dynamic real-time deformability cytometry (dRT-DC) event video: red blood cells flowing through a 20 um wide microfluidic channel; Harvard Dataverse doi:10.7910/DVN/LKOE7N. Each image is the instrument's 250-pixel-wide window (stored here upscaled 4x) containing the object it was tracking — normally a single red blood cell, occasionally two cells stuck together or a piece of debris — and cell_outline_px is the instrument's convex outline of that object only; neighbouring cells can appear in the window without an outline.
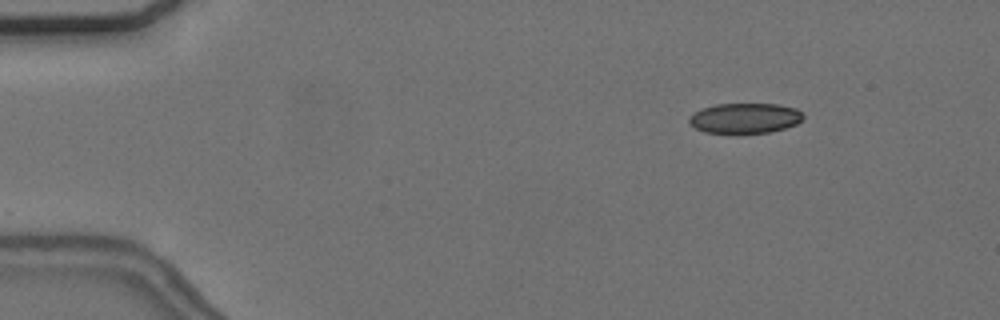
{"species": "common noctule bat (a hibernating species)", "species_latin": "Nyctalus noctula", "temperature_condition": "cold", "stored_images_in_passage": 17, "camera_frame_rate_fps": 3000, "um_per_image_px": 0.085, "animal": {"sex": "female", "body_mass_g": 24.6, "forearm_length_mm": 56.2}, "frame": {"image": 1, "passage_image": 8, "time_ms": 2.333, "image_size_px": [1000, 320], "cell_outline_px": [[804, 116], [796, 124], [784, 128], [768, 132], [740, 136], [736, 136], [704, 132], [688, 124], [688, 116], [700, 108], [716, 104], [780, 104], [796, 108], [804, 112]], "centroid_in_image_um": [63.26, 10.08], "position_along_channel_um": 21.7, "area_um2": 21.04}}